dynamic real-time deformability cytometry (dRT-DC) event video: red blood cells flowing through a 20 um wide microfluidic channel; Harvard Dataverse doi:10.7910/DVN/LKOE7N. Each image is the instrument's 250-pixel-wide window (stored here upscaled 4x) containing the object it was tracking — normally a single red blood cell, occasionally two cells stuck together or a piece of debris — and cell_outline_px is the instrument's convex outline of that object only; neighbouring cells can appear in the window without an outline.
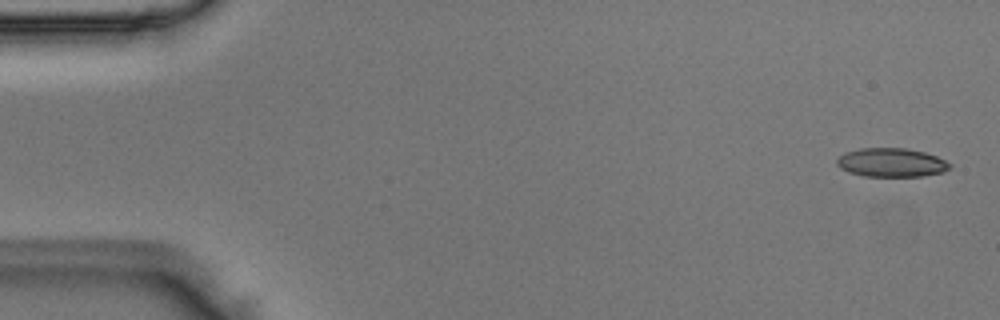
{"species": "Egyptian fruit bat (a non-hibernating species)", "species_latin": "Rousettus aegyptiacus", "temperature_condition": "room temperature", "stored_images_in_passage": 51, "camera_frame_rate_fps": 3000, "um_per_image_px": 0.085, "animal": {"sex": "male"}, "frame": {"image": 1, "passage_image": 2, "time_ms": 0.333, "image_size_px": [1000, 320], "cell_outline_px": [[952, 168], [944, 172], [924, 176], [864, 176], [848, 172], [840, 168], [836, 164], [836, 160], [844, 152], [860, 148], [904, 148], [924, 152], [936, 156], [952, 164]], "centroid_in_image_um": [75.77, 13.82], "position_along_channel_um": 9.2, "area_um2": 19.07}}
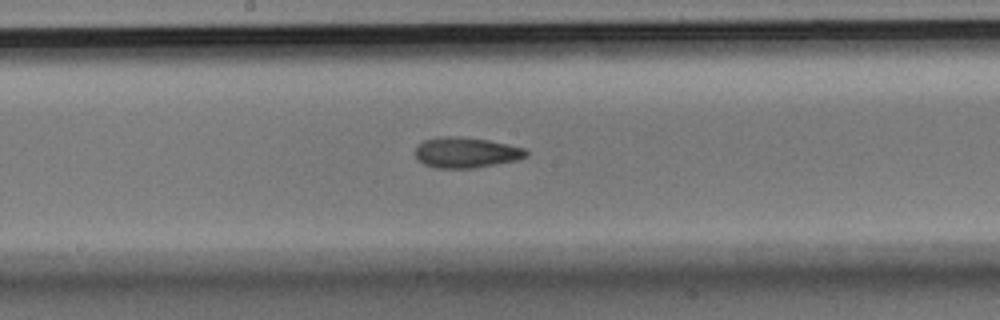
{"frame": {"image": 2, "passage_image": 27, "time_ms": 8.667, "image_size_px": [1000, 320], "cell_outline_px": [[528, 156], [516, 160], [472, 168], [436, 168], [424, 164], [416, 160], [416, 144], [424, 140], [444, 136], [456, 136], [488, 140], [508, 144], [524, 148], [528, 152]], "centroid_in_image_um": [39.58, 12.96], "position_along_channel_um": 208.6, "area_um2": 19.71}}
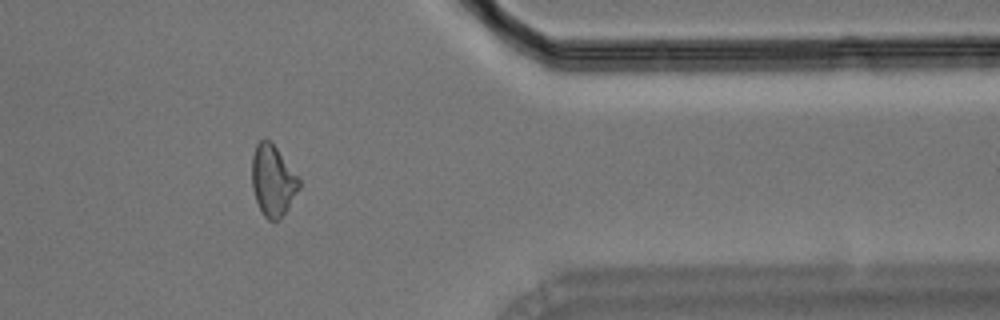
{"frame": {"image": 3, "passage_image": 42, "time_ms": 13.667, "image_size_px": [1000, 320], "cell_outline_px": [[300, 188], [288, 208], [276, 220], [268, 220], [264, 216], [256, 200], [252, 188], [252, 156], [256, 144], [260, 140], [268, 140], [276, 148], [300, 180]], "centroid_in_image_um": [23.17, 15.35], "position_along_channel_um": 388.2, "area_um2": 19.07}}